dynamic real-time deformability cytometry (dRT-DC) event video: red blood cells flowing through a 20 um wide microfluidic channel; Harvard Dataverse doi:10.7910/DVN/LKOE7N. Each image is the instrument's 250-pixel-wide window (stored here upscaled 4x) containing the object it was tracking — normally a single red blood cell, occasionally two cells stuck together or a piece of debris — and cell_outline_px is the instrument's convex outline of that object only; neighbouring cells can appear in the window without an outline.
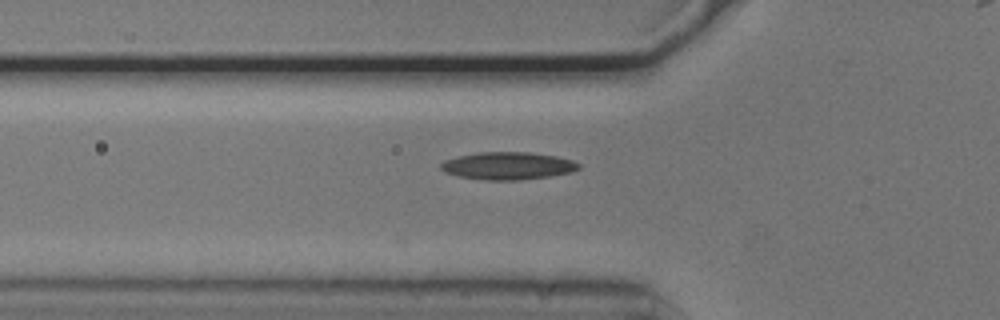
{"species": "common noctule bat (a hibernating species)", "species_latin": "Nyctalus noctula", "temperature_condition": "cold", "stored_images_in_passage": 21, "camera_frame_rate_fps": 3000, "um_per_image_px": 0.085, "animal": {"sex": "male", "body_mass_g": 20.5, "forearm_length_mm": 52.5}, "frame": {"image": 1, "passage_image": 3, "time_ms": 0.667, "image_size_px": [1000, 320], "cell_outline_px": [[580, 168], [572, 172], [548, 176], [520, 180], [484, 180], [460, 176], [444, 172], [440, 168], [440, 164], [444, 160], [460, 156], [480, 152], [528, 152], [556, 156], [572, 160], [580, 164]], "centroid_in_image_um": [43.17, 14.09], "position_along_channel_um": 82.6, "area_um2": 22.02}}
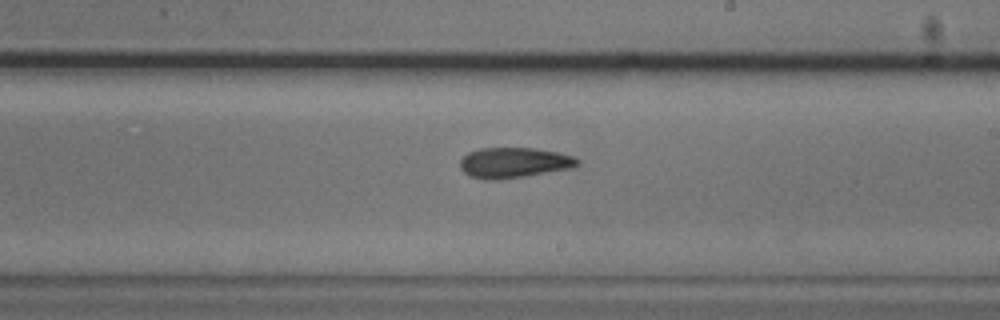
{"frame": {"image": 2, "passage_image": 16, "time_ms": 5.0, "image_size_px": [1000, 320], "cell_outline_px": [[580, 164], [572, 168], [524, 176], [496, 180], [484, 180], [468, 176], [460, 168], [460, 160], [468, 152], [480, 148], [532, 148], [556, 152], [572, 156], [580, 160]], "centroid_in_image_um": [43.65, 13.83], "position_along_channel_um": 245.3, "area_um2": 20.81}}